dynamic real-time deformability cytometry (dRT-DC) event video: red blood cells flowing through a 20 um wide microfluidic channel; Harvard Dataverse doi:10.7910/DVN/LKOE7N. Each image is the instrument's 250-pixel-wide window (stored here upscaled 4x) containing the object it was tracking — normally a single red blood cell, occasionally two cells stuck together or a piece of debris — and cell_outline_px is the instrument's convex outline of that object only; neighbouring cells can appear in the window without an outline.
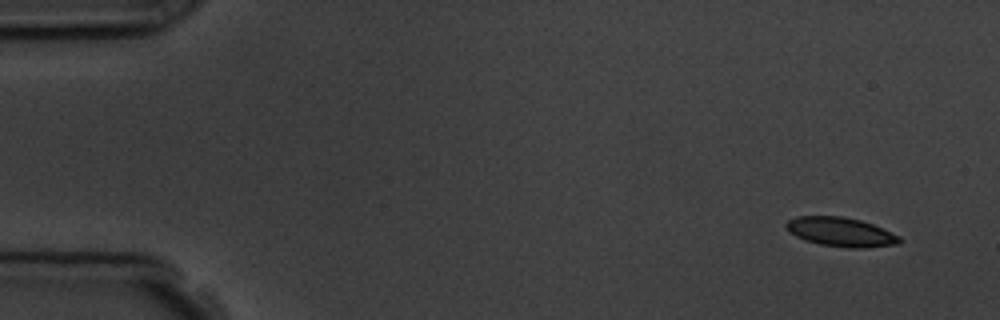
{"species": "common noctule bat (a hibernating species)", "species_latin": "Nyctalus noctula", "temperature_condition": "room temperature", "stored_images_in_passage": 4, "camera_frame_rate_fps": 3000, "um_per_image_px": 0.085, "animal": {"sex": "male", "body_mass_g": 19.5, "forearm_length_mm": 54.6}, "frame": {"image": 1, "passage_image": 1, "time_ms": 0.0, "image_size_px": [1000, 320], "cell_outline_px": [[904, 240], [900, 244], [864, 248], [848, 248], [820, 244], [804, 240], [788, 232], [784, 224], [788, 220], [796, 216], [844, 216], [860, 220], [872, 224], [900, 236]], "centroid_in_image_um": [71.47, 19.72], "position_along_channel_um": 13.5, "area_um2": 19.48}}